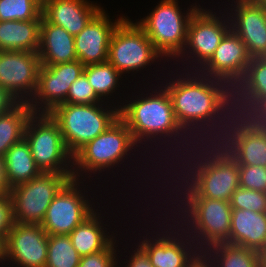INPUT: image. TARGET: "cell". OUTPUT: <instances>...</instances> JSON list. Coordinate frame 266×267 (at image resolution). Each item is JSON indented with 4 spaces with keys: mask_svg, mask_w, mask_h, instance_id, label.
Here are the masks:
<instances>
[{
    "mask_svg": "<svg viewBox=\"0 0 266 267\" xmlns=\"http://www.w3.org/2000/svg\"><path fill=\"white\" fill-rule=\"evenodd\" d=\"M101 9L88 0H43L41 14L47 22L61 26L75 36Z\"/></svg>",
    "mask_w": 266,
    "mask_h": 267,
    "instance_id": "obj_20",
    "label": "cell"
},
{
    "mask_svg": "<svg viewBox=\"0 0 266 267\" xmlns=\"http://www.w3.org/2000/svg\"><path fill=\"white\" fill-rule=\"evenodd\" d=\"M236 112L237 109L212 110V112L207 117L202 119L189 120L181 127L180 141L178 145H176V147H173V150H171L170 152L172 154L171 158L173 159L172 162L174 167L173 165L169 164V167L172 169H169V172L172 171V175L174 173L176 174L172 176V181L174 180L173 182L179 183L181 189L179 188L178 184L172 186L175 187L173 188V190H176V192H174L171 188L169 189L170 196L173 195V193L176 194V196L173 198L171 196V202L172 199H176L178 192L181 193L184 190L190 188L212 167L233 158L234 147L232 146V133L236 123ZM181 147H183V149ZM176 150L177 153L175 152ZM181 156H183V158ZM175 157L176 162L174 161ZM179 159L182 163L181 165ZM178 164L179 166H177ZM178 169H181V173L178 171ZM177 171L179 174L176 173ZM175 176L178 180H176V178L174 179ZM171 192L173 193L171 194Z\"/></svg>",
    "mask_w": 266,
    "mask_h": 267,
    "instance_id": "obj_1",
    "label": "cell"
},
{
    "mask_svg": "<svg viewBox=\"0 0 266 267\" xmlns=\"http://www.w3.org/2000/svg\"><path fill=\"white\" fill-rule=\"evenodd\" d=\"M40 66L37 52L0 51V87L19 103H29L37 89Z\"/></svg>",
    "mask_w": 266,
    "mask_h": 267,
    "instance_id": "obj_15",
    "label": "cell"
},
{
    "mask_svg": "<svg viewBox=\"0 0 266 267\" xmlns=\"http://www.w3.org/2000/svg\"><path fill=\"white\" fill-rule=\"evenodd\" d=\"M41 19L0 21V51L38 52Z\"/></svg>",
    "mask_w": 266,
    "mask_h": 267,
    "instance_id": "obj_24",
    "label": "cell"
},
{
    "mask_svg": "<svg viewBox=\"0 0 266 267\" xmlns=\"http://www.w3.org/2000/svg\"><path fill=\"white\" fill-rule=\"evenodd\" d=\"M252 136H266V105L263 103L257 111V118L251 132Z\"/></svg>",
    "mask_w": 266,
    "mask_h": 267,
    "instance_id": "obj_43",
    "label": "cell"
},
{
    "mask_svg": "<svg viewBox=\"0 0 266 267\" xmlns=\"http://www.w3.org/2000/svg\"><path fill=\"white\" fill-rule=\"evenodd\" d=\"M83 181L71 179L51 201L40 224L47 235H69L96 210L95 203L87 198L88 191L80 190L86 186L80 185Z\"/></svg>",
    "mask_w": 266,
    "mask_h": 267,
    "instance_id": "obj_11",
    "label": "cell"
},
{
    "mask_svg": "<svg viewBox=\"0 0 266 267\" xmlns=\"http://www.w3.org/2000/svg\"><path fill=\"white\" fill-rule=\"evenodd\" d=\"M232 209H245L266 213V193L239 186L232 194Z\"/></svg>",
    "mask_w": 266,
    "mask_h": 267,
    "instance_id": "obj_35",
    "label": "cell"
},
{
    "mask_svg": "<svg viewBox=\"0 0 266 267\" xmlns=\"http://www.w3.org/2000/svg\"><path fill=\"white\" fill-rule=\"evenodd\" d=\"M19 102L4 88L0 87V115L9 112Z\"/></svg>",
    "mask_w": 266,
    "mask_h": 267,
    "instance_id": "obj_44",
    "label": "cell"
},
{
    "mask_svg": "<svg viewBox=\"0 0 266 267\" xmlns=\"http://www.w3.org/2000/svg\"><path fill=\"white\" fill-rule=\"evenodd\" d=\"M83 73L102 101L110 99L115 90H119L117 89L120 86L119 80L123 78L122 74L108 61L85 65Z\"/></svg>",
    "mask_w": 266,
    "mask_h": 267,
    "instance_id": "obj_30",
    "label": "cell"
},
{
    "mask_svg": "<svg viewBox=\"0 0 266 267\" xmlns=\"http://www.w3.org/2000/svg\"><path fill=\"white\" fill-rule=\"evenodd\" d=\"M158 87L155 91L152 89L153 91L150 94L142 92L141 96L138 97L137 95L136 99L131 100L130 98V101H124L126 104L121 103L119 117L125 122L132 133L133 139L139 146L143 147L142 145L147 142L146 147L149 142L151 145L149 148L157 150L158 144H165L164 146H167L166 150L170 146L172 147L168 150L171 151L173 146L176 147V144L178 145L180 141L181 126L175 118L172 101L167 90L162 85L159 86L158 84ZM153 142L157 144L155 149L152 148L154 147ZM166 143L168 144L166 145Z\"/></svg>",
    "mask_w": 266,
    "mask_h": 267,
    "instance_id": "obj_2",
    "label": "cell"
},
{
    "mask_svg": "<svg viewBox=\"0 0 266 267\" xmlns=\"http://www.w3.org/2000/svg\"><path fill=\"white\" fill-rule=\"evenodd\" d=\"M11 188L7 179L5 159L0 156V195L9 194Z\"/></svg>",
    "mask_w": 266,
    "mask_h": 267,
    "instance_id": "obj_45",
    "label": "cell"
},
{
    "mask_svg": "<svg viewBox=\"0 0 266 267\" xmlns=\"http://www.w3.org/2000/svg\"><path fill=\"white\" fill-rule=\"evenodd\" d=\"M177 1L161 0L149 15L136 22L144 30L154 48L165 59L170 57L166 59L167 62L171 59L176 60L184 50L189 21L200 7V4H193L188 7L187 13H182Z\"/></svg>",
    "mask_w": 266,
    "mask_h": 267,
    "instance_id": "obj_6",
    "label": "cell"
},
{
    "mask_svg": "<svg viewBox=\"0 0 266 267\" xmlns=\"http://www.w3.org/2000/svg\"><path fill=\"white\" fill-rule=\"evenodd\" d=\"M6 260V240L0 237V263H5Z\"/></svg>",
    "mask_w": 266,
    "mask_h": 267,
    "instance_id": "obj_46",
    "label": "cell"
},
{
    "mask_svg": "<svg viewBox=\"0 0 266 267\" xmlns=\"http://www.w3.org/2000/svg\"><path fill=\"white\" fill-rule=\"evenodd\" d=\"M250 57L241 38L230 29L221 39L211 58L197 71L216 72L220 70L247 68Z\"/></svg>",
    "mask_w": 266,
    "mask_h": 267,
    "instance_id": "obj_25",
    "label": "cell"
},
{
    "mask_svg": "<svg viewBox=\"0 0 266 267\" xmlns=\"http://www.w3.org/2000/svg\"><path fill=\"white\" fill-rule=\"evenodd\" d=\"M84 66L79 60L41 65L36 92L28 103L33 113H50L57 105L65 103L70 86L83 73Z\"/></svg>",
    "mask_w": 266,
    "mask_h": 267,
    "instance_id": "obj_14",
    "label": "cell"
},
{
    "mask_svg": "<svg viewBox=\"0 0 266 267\" xmlns=\"http://www.w3.org/2000/svg\"><path fill=\"white\" fill-rule=\"evenodd\" d=\"M14 224L15 218L12 197L10 193L0 195V237L6 240Z\"/></svg>",
    "mask_w": 266,
    "mask_h": 267,
    "instance_id": "obj_41",
    "label": "cell"
},
{
    "mask_svg": "<svg viewBox=\"0 0 266 267\" xmlns=\"http://www.w3.org/2000/svg\"><path fill=\"white\" fill-rule=\"evenodd\" d=\"M194 72L187 71L183 76L177 74L176 78L173 76L168 83L162 84L171 98L175 118L181 127L189 120L207 117L214 108L209 79L198 71Z\"/></svg>",
    "mask_w": 266,
    "mask_h": 267,
    "instance_id": "obj_12",
    "label": "cell"
},
{
    "mask_svg": "<svg viewBox=\"0 0 266 267\" xmlns=\"http://www.w3.org/2000/svg\"><path fill=\"white\" fill-rule=\"evenodd\" d=\"M245 3L254 4V5H265L266 6V0H240Z\"/></svg>",
    "mask_w": 266,
    "mask_h": 267,
    "instance_id": "obj_48",
    "label": "cell"
},
{
    "mask_svg": "<svg viewBox=\"0 0 266 267\" xmlns=\"http://www.w3.org/2000/svg\"><path fill=\"white\" fill-rule=\"evenodd\" d=\"M232 1L234 8L228 12L231 29L245 43L251 59L266 57V6Z\"/></svg>",
    "mask_w": 266,
    "mask_h": 267,
    "instance_id": "obj_17",
    "label": "cell"
},
{
    "mask_svg": "<svg viewBox=\"0 0 266 267\" xmlns=\"http://www.w3.org/2000/svg\"><path fill=\"white\" fill-rule=\"evenodd\" d=\"M162 58V59H160ZM144 30L129 18H124L115 28L108 50L107 61L122 75L143 70L147 65L163 60Z\"/></svg>",
    "mask_w": 266,
    "mask_h": 267,
    "instance_id": "obj_8",
    "label": "cell"
},
{
    "mask_svg": "<svg viewBox=\"0 0 266 267\" xmlns=\"http://www.w3.org/2000/svg\"><path fill=\"white\" fill-rule=\"evenodd\" d=\"M259 266L266 267V246L259 252Z\"/></svg>",
    "mask_w": 266,
    "mask_h": 267,
    "instance_id": "obj_47",
    "label": "cell"
},
{
    "mask_svg": "<svg viewBox=\"0 0 266 267\" xmlns=\"http://www.w3.org/2000/svg\"><path fill=\"white\" fill-rule=\"evenodd\" d=\"M247 69L248 83L257 90L262 99L266 98V57L250 59Z\"/></svg>",
    "mask_w": 266,
    "mask_h": 267,
    "instance_id": "obj_39",
    "label": "cell"
},
{
    "mask_svg": "<svg viewBox=\"0 0 266 267\" xmlns=\"http://www.w3.org/2000/svg\"><path fill=\"white\" fill-rule=\"evenodd\" d=\"M106 102L108 101L97 104L62 103L49 113L59 124L66 148L72 155L119 118V105L116 106L113 100L109 105Z\"/></svg>",
    "mask_w": 266,
    "mask_h": 267,
    "instance_id": "obj_4",
    "label": "cell"
},
{
    "mask_svg": "<svg viewBox=\"0 0 266 267\" xmlns=\"http://www.w3.org/2000/svg\"><path fill=\"white\" fill-rule=\"evenodd\" d=\"M239 186V165L231 158L212 167L190 188L178 193L177 197L209 198L230 202L232 194Z\"/></svg>",
    "mask_w": 266,
    "mask_h": 267,
    "instance_id": "obj_19",
    "label": "cell"
},
{
    "mask_svg": "<svg viewBox=\"0 0 266 267\" xmlns=\"http://www.w3.org/2000/svg\"><path fill=\"white\" fill-rule=\"evenodd\" d=\"M137 147L139 145L133 139L132 133L119 117L103 133L73 155V179L80 180L79 177L84 178V175L91 178L88 173L99 174L116 165L120 167L119 164L124 163L125 158L133 152L132 149L136 151Z\"/></svg>",
    "mask_w": 266,
    "mask_h": 267,
    "instance_id": "obj_5",
    "label": "cell"
},
{
    "mask_svg": "<svg viewBox=\"0 0 266 267\" xmlns=\"http://www.w3.org/2000/svg\"><path fill=\"white\" fill-rule=\"evenodd\" d=\"M209 86L214 101L213 110H230L240 107L241 92L220 91L210 81Z\"/></svg>",
    "mask_w": 266,
    "mask_h": 267,
    "instance_id": "obj_40",
    "label": "cell"
},
{
    "mask_svg": "<svg viewBox=\"0 0 266 267\" xmlns=\"http://www.w3.org/2000/svg\"><path fill=\"white\" fill-rule=\"evenodd\" d=\"M214 13L210 9L199 7L192 15L187 28L185 48L176 58L180 61V58L184 60V58L191 56L187 63L183 60L180 61L181 63L183 62L182 66H184V63L187 65L188 62H190L189 65H192L186 66L187 69L184 67V71H197L198 68L200 69L211 58L221 39L231 29L228 14H222L221 16V14ZM191 62L195 63L192 64Z\"/></svg>",
    "mask_w": 266,
    "mask_h": 267,
    "instance_id": "obj_10",
    "label": "cell"
},
{
    "mask_svg": "<svg viewBox=\"0 0 266 267\" xmlns=\"http://www.w3.org/2000/svg\"><path fill=\"white\" fill-rule=\"evenodd\" d=\"M233 159L238 165L266 167V136H248L234 147Z\"/></svg>",
    "mask_w": 266,
    "mask_h": 267,
    "instance_id": "obj_32",
    "label": "cell"
},
{
    "mask_svg": "<svg viewBox=\"0 0 266 267\" xmlns=\"http://www.w3.org/2000/svg\"><path fill=\"white\" fill-rule=\"evenodd\" d=\"M4 159L7 179L11 187L26 183L42 174L25 138L12 145L5 153Z\"/></svg>",
    "mask_w": 266,
    "mask_h": 267,
    "instance_id": "obj_26",
    "label": "cell"
},
{
    "mask_svg": "<svg viewBox=\"0 0 266 267\" xmlns=\"http://www.w3.org/2000/svg\"><path fill=\"white\" fill-rule=\"evenodd\" d=\"M80 258L69 235H48L45 267H78Z\"/></svg>",
    "mask_w": 266,
    "mask_h": 267,
    "instance_id": "obj_31",
    "label": "cell"
},
{
    "mask_svg": "<svg viewBox=\"0 0 266 267\" xmlns=\"http://www.w3.org/2000/svg\"><path fill=\"white\" fill-rule=\"evenodd\" d=\"M135 246L138 248L129 256L125 267H153L146 252L139 245H136V243Z\"/></svg>",
    "mask_w": 266,
    "mask_h": 267,
    "instance_id": "obj_42",
    "label": "cell"
},
{
    "mask_svg": "<svg viewBox=\"0 0 266 267\" xmlns=\"http://www.w3.org/2000/svg\"><path fill=\"white\" fill-rule=\"evenodd\" d=\"M41 12L40 0H0V21L34 20Z\"/></svg>",
    "mask_w": 266,
    "mask_h": 267,
    "instance_id": "obj_33",
    "label": "cell"
},
{
    "mask_svg": "<svg viewBox=\"0 0 266 267\" xmlns=\"http://www.w3.org/2000/svg\"><path fill=\"white\" fill-rule=\"evenodd\" d=\"M263 103L266 105V98L263 99Z\"/></svg>",
    "mask_w": 266,
    "mask_h": 267,
    "instance_id": "obj_50",
    "label": "cell"
},
{
    "mask_svg": "<svg viewBox=\"0 0 266 267\" xmlns=\"http://www.w3.org/2000/svg\"><path fill=\"white\" fill-rule=\"evenodd\" d=\"M162 218H166V222H170L167 220L174 221V225L171 222L166 226L161 225L167 230L164 232L162 229L163 234L161 231L156 232L157 234L152 236V239L150 233H146V238L143 236V240L139 241L137 245L146 252L153 267H192L202 258V252L185 230L175 223V220L170 219V217L169 219L167 217Z\"/></svg>",
    "mask_w": 266,
    "mask_h": 267,
    "instance_id": "obj_13",
    "label": "cell"
},
{
    "mask_svg": "<svg viewBox=\"0 0 266 267\" xmlns=\"http://www.w3.org/2000/svg\"><path fill=\"white\" fill-rule=\"evenodd\" d=\"M263 99L249 83L241 91L240 107L236 112V123L232 133V146L235 147L251 135L257 118V111Z\"/></svg>",
    "mask_w": 266,
    "mask_h": 267,
    "instance_id": "obj_28",
    "label": "cell"
},
{
    "mask_svg": "<svg viewBox=\"0 0 266 267\" xmlns=\"http://www.w3.org/2000/svg\"><path fill=\"white\" fill-rule=\"evenodd\" d=\"M117 240L113 241L106 249L89 254L86 256H82L80 258V262L78 267H120L116 264L118 263L116 260L118 259L117 253L120 252L116 250L118 245Z\"/></svg>",
    "mask_w": 266,
    "mask_h": 267,
    "instance_id": "obj_38",
    "label": "cell"
},
{
    "mask_svg": "<svg viewBox=\"0 0 266 267\" xmlns=\"http://www.w3.org/2000/svg\"><path fill=\"white\" fill-rule=\"evenodd\" d=\"M37 54L44 66L78 60L74 36L63 27L47 22L43 17L40 22Z\"/></svg>",
    "mask_w": 266,
    "mask_h": 267,
    "instance_id": "obj_21",
    "label": "cell"
},
{
    "mask_svg": "<svg viewBox=\"0 0 266 267\" xmlns=\"http://www.w3.org/2000/svg\"><path fill=\"white\" fill-rule=\"evenodd\" d=\"M202 257L211 267H260L259 252L228 243L209 246Z\"/></svg>",
    "mask_w": 266,
    "mask_h": 267,
    "instance_id": "obj_27",
    "label": "cell"
},
{
    "mask_svg": "<svg viewBox=\"0 0 266 267\" xmlns=\"http://www.w3.org/2000/svg\"><path fill=\"white\" fill-rule=\"evenodd\" d=\"M97 211L98 208L69 234L73 247L81 257L106 249L116 239L115 231L111 235L110 232L106 233L105 217L102 219Z\"/></svg>",
    "mask_w": 266,
    "mask_h": 267,
    "instance_id": "obj_23",
    "label": "cell"
},
{
    "mask_svg": "<svg viewBox=\"0 0 266 267\" xmlns=\"http://www.w3.org/2000/svg\"><path fill=\"white\" fill-rule=\"evenodd\" d=\"M177 198V200H172L174 201L172 210L176 209L173 204L176 205L179 201L176 205V212L173 210V219L189 234L201 252L214 244H230L232 208L229 201L209 198ZM175 214L178 215L180 221L175 218Z\"/></svg>",
    "mask_w": 266,
    "mask_h": 267,
    "instance_id": "obj_3",
    "label": "cell"
},
{
    "mask_svg": "<svg viewBox=\"0 0 266 267\" xmlns=\"http://www.w3.org/2000/svg\"><path fill=\"white\" fill-rule=\"evenodd\" d=\"M107 14L102 8L86 27L74 36L76 55L84 65L107 62L112 34L126 17L120 16L112 22Z\"/></svg>",
    "mask_w": 266,
    "mask_h": 267,
    "instance_id": "obj_18",
    "label": "cell"
},
{
    "mask_svg": "<svg viewBox=\"0 0 266 267\" xmlns=\"http://www.w3.org/2000/svg\"><path fill=\"white\" fill-rule=\"evenodd\" d=\"M33 114L28 103H18L9 112L0 115V156L24 138L27 121Z\"/></svg>",
    "mask_w": 266,
    "mask_h": 267,
    "instance_id": "obj_29",
    "label": "cell"
},
{
    "mask_svg": "<svg viewBox=\"0 0 266 267\" xmlns=\"http://www.w3.org/2000/svg\"><path fill=\"white\" fill-rule=\"evenodd\" d=\"M230 244L260 252L266 246V213L232 209Z\"/></svg>",
    "mask_w": 266,
    "mask_h": 267,
    "instance_id": "obj_22",
    "label": "cell"
},
{
    "mask_svg": "<svg viewBox=\"0 0 266 267\" xmlns=\"http://www.w3.org/2000/svg\"><path fill=\"white\" fill-rule=\"evenodd\" d=\"M73 173H42L11 188L15 223L41 224L47 208Z\"/></svg>",
    "mask_w": 266,
    "mask_h": 267,
    "instance_id": "obj_9",
    "label": "cell"
},
{
    "mask_svg": "<svg viewBox=\"0 0 266 267\" xmlns=\"http://www.w3.org/2000/svg\"><path fill=\"white\" fill-rule=\"evenodd\" d=\"M239 183L243 188L266 193V167L239 165Z\"/></svg>",
    "mask_w": 266,
    "mask_h": 267,
    "instance_id": "obj_37",
    "label": "cell"
},
{
    "mask_svg": "<svg viewBox=\"0 0 266 267\" xmlns=\"http://www.w3.org/2000/svg\"><path fill=\"white\" fill-rule=\"evenodd\" d=\"M192 267H211L202 257Z\"/></svg>",
    "mask_w": 266,
    "mask_h": 267,
    "instance_id": "obj_49",
    "label": "cell"
},
{
    "mask_svg": "<svg viewBox=\"0 0 266 267\" xmlns=\"http://www.w3.org/2000/svg\"><path fill=\"white\" fill-rule=\"evenodd\" d=\"M84 73H82L70 86L66 102L68 104H97L103 103Z\"/></svg>",
    "mask_w": 266,
    "mask_h": 267,
    "instance_id": "obj_36",
    "label": "cell"
},
{
    "mask_svg": "<svg viewBox=\"0 0 266 267\" xmlns=\"http://www.w3.org/2000/svg\"><path fill=\"white\" fill-rule=\"evenodd\" d=\"M47 249L48 235L40 224L15 223L6 239V260L12 267H45Z\"/></svg>",
    "mask_w": 266,
    "mask_h": 267,
    "instance_id": "obj_16",
    "label": "cell"
},
{
    "mask_svg": "<svg viewBox=\"0 0 266 267\" xmlns=\"http://www.w3.org/2000/svg\"><path fill=\"white\" fill-rule=\"evenodd\" d=\"M24 138L42 173H73V155L66 148L59 124L49 113H33Z\"/></svg>",
    "mask_w": 266,
    "mask_h": 267,
    "instance_id": "obj_7",
    "label": "cell"
},
{
    "mask_svg": "<svg viewBox=\"0 0 266 267\" xmlns=\"http://www.w3.org/2000/svg\"><path fill=\"white\" fill-rule=\"evenodd\" d=\"M220 91L241 92L248 83V69H228L216 72H199Z\"/></svg>",
    "mask_w": 266,
    "mask_h": 267,
    "instance_id": "obj_34",
    "label": "cell"
}]
</instances>
